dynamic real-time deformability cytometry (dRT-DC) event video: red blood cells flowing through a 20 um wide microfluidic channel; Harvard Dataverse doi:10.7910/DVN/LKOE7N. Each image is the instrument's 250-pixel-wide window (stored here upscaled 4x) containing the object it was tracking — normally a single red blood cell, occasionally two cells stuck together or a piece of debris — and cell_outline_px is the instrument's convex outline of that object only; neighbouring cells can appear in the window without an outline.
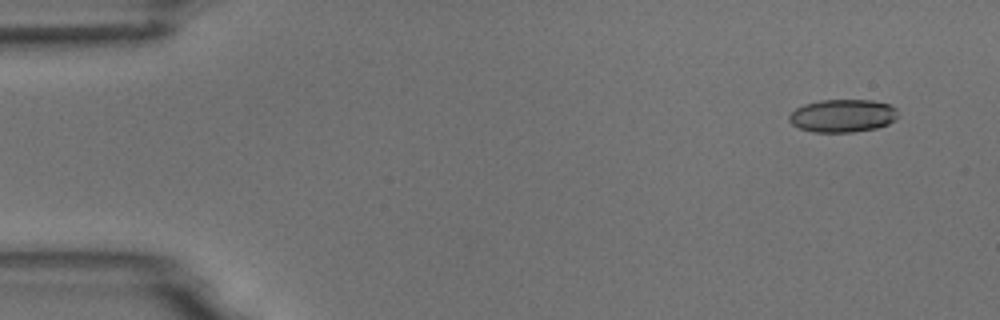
{"species": "common noctule bat (a hibernating species)", "species_latin": "Nyctalus noctula", "temperature_condition": "room temperature", "stored_images_in_passage": 6, "camera_frame_rate_fps": 3000, "um_per_image_px": 0.085, "animal": {"sex": "male", "body_mass_g": 18.8}, "frame": {"image": 1, "passage_image": 1, "time_ms": 0.0, "image_size_px": [1000, 320], "cell_outline_px": [[896, 120], [888, 124], [876, 128], [852, 132], [812, 132], [800, 128], [792, 124], [788, 120], [788, 116], [796, 108], [804, 104], [820, 100], [872, 100], [888, 104], [896, 108]], "centroid_in_image_um": [71.61, 9.84], "position_along_channel_um": 13.4, "area_um2": 20.87}}